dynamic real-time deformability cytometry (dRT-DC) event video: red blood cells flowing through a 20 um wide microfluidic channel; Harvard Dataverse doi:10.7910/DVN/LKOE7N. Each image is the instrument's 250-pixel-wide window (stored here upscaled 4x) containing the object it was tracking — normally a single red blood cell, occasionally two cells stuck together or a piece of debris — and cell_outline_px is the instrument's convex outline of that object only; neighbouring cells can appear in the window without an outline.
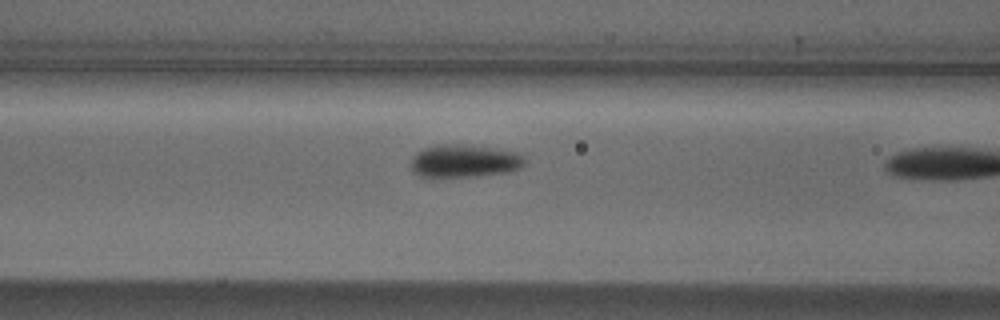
{"species": "Egyptian fruit bat (a non-hibernating species)", "species_latin": "Rousettus aegyptiacus", "temperature_condition": "cold", "stored_images_in_passage": 11, "camera_frame_rate_fps": 3000, "um_per_image_px": 0.085, "animal": {"sex": "male"}, "frame": {"image": 1, "passage_image": 10, "time_ms": 3.0, "image_size_px": [1000, 320], "cell_outline_px": [[524, 164], [520, 168], [504, 172], [476, 176], [420, 176], [412, 168], [412, 156], [416, 152], [424, 148], [436, 144], [460, 144], [520, 152], [524, 156]], "centroid_in_image_um": [39.47, 13.66], "position_along_channel_um": 127.1, "area_um2": 21.44}}